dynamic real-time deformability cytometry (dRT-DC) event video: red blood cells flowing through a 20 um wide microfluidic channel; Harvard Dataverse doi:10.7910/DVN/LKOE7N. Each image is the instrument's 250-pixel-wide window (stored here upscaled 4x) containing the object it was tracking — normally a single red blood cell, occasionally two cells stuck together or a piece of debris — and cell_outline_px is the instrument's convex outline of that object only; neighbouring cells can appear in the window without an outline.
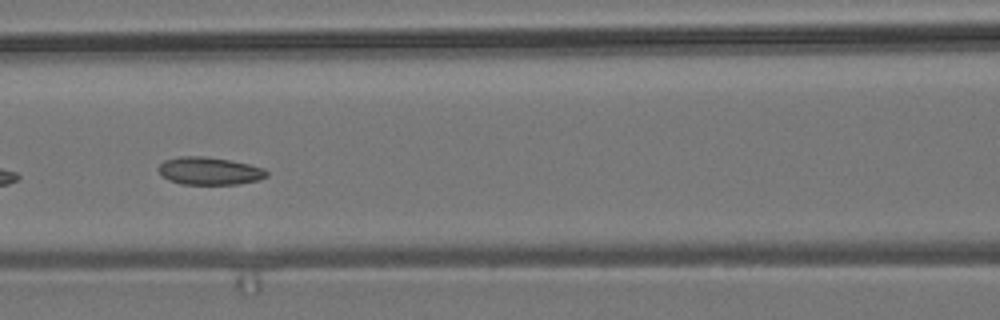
{"species": "common noctule bat (a hibernating species)", "species_latin": "Nyctalus noctula", "temperature_condition": "room temperature", "stored_images_in_passage": 10, "camera_frame_rate_fps": 3000, "um_per_image_px": 0.085, "animal": {"sex": "male", "body_mass_g": 19.2, "forearm_length_mm": 51.8}, "frame": {"image": 1, "passage_image": 5, "time_ms": 1.333, "image_size_px": [1000, 320], "cell_outline_px": [[268, 176], [260, 180], [240, 184], [180, 184], [168, 180], [160, 172], [160, 164], [164, 160], [180, 156], [204, 156], [228, 160], [248, 164], [264, 168], [268, 172]], "centroid_in_image_um": [17.83, 14.54], "position_along_channel_um": 148.8, "area_um2": 17.4}}
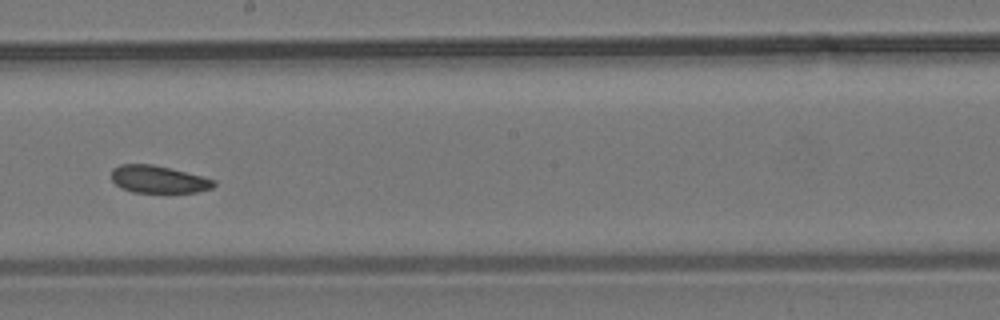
{"frame": {"image": 2, "passage_image": 7, "time_ms": 2.0, "image_size_px": [1000, 320], "cell_outline_px": [[216, 184], [212, 188], [196, 192], [132, 192], [120, 188], [112, 180], [112, 168], [120, 164], [152, 164], [216, 180]], "centroid_in_image_um": [13.43, 15.25], "position_along_channel_um": 234.8, "area_um2": 16.18}}
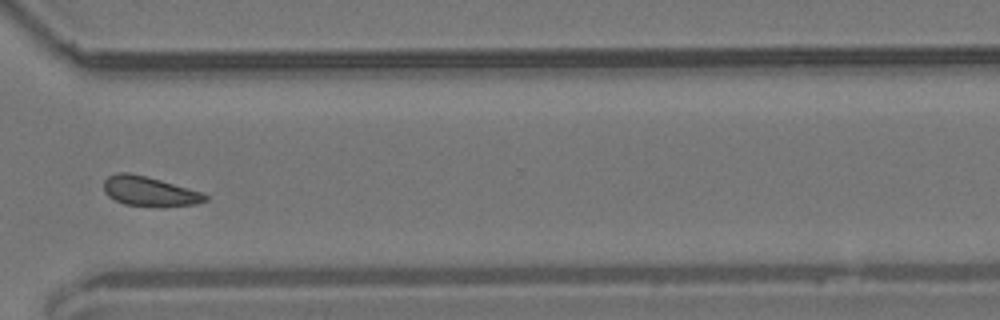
{"frame": {"image": 3, "passage_image": 10, "time_ms": 3.0, "image_size_px": [1000, 320], "cell_outline_px": [[208, 200], [196, 204], [164, 208], [156, 208], [124, 204], [108, 196], [104, 192], [104, 180], [108, 176], [116, 172], [128, 172], [160, 180], [204, 192], [208, 196]], "centroid_in_image_um": [12.74, 16.29], "position_along_channel_um": 357.9, "area_um2": 17.98}}